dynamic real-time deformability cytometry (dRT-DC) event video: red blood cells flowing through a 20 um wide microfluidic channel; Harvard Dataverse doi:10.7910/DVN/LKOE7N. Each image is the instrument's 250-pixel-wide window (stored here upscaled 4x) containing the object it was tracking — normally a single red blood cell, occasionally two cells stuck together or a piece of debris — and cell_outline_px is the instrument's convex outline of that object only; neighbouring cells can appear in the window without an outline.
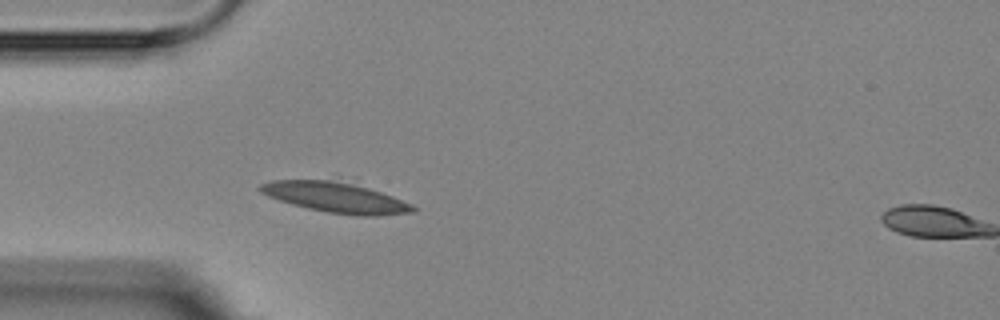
{"species": "Egyptian fruit bat (a non-hibernating species)", "species_latin": "Rousettus aegyptiacus", "temperature_condition": "room temperature", "stored_images_in_passage": 5, "segment_of_instrument_passage": [1, 2], "camera_frame_rate_fps": 3000, "um_per_image_px": 0.085, "animal": {"sex": "female"}, "frame": {"image": 1, "passage_image": 4, "time_ms": 3.667, "image_size_px": [1000, 320], "cell_outline_px": [[416, 212], [376, 216], [360, 216], [328, 212], [308, 208], [292, 204], [268, 196], [260, 192], [256, 188], [260, 184], [272, 180], [332, 180], [352, 184], [368, 188], [392, 196], [412, 204], [416, 208]], "centroid_in_image_um": [28.52, 16.79], "position_along_channel_um": 56.5, "area_um2": 26.7}}